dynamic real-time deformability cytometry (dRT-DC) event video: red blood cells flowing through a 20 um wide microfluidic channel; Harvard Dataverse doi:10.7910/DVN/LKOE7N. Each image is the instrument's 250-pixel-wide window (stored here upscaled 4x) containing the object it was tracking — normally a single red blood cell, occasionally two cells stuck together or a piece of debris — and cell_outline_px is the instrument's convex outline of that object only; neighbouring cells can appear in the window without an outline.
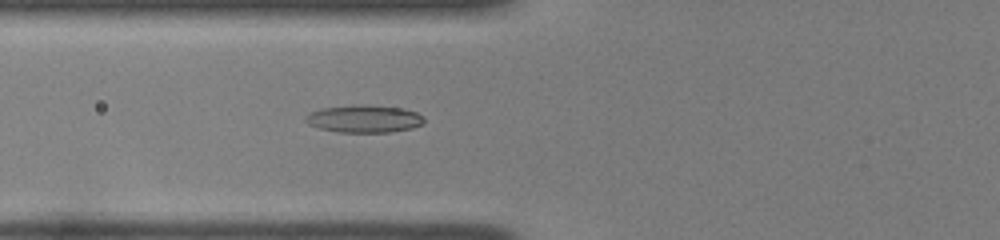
{"species": "common noctule bat (a hibernating species)", "species_latin": "Nyctalus noctula", "temperature_condition": "room temperature", "stored_images_in_passage": 33, "camera_frame_rate_fps": 3000, "um_per_image_px": 0.085, "animal": {"sex": "female", "body_mass_g": 22.0, "forearm_length_mm": 56.7}, "frame": {"image": 1, "passage_image": 3, "time_ms": 0.667, "image_size_px": [1000, 240], "cell_outline_px": [[424, 120], [420, 124], [412, 128], [392, 132], [336, 132], [320, 128], [308, 124], [304, 120], [304, 116], [320, 108], [360, 104], [404, 108], [416, 112]], "centroid_in_image_um": [30.91, 10.09], "position_along_channel_um": 94.9, "area_um2": 18.96}}
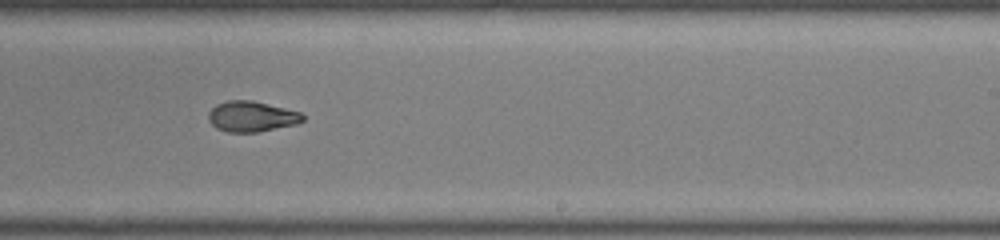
{"frame": {"image": 2, "passage_image": 16, "time_ms": 5.0, "image_size_px": [1000, 240], "cell_outline_px": [[304, 120], [296, 124], [256, 132], [228, 132], [216, 128], [208, 120], [208, 112], [216, 104], [228, 100], [252, 100], [300, 112], [304, 116]], "centroid_in_image_um": [21.36, 9.89], "position_along_channel_um": 267.6, "area_um2": 16.7}}
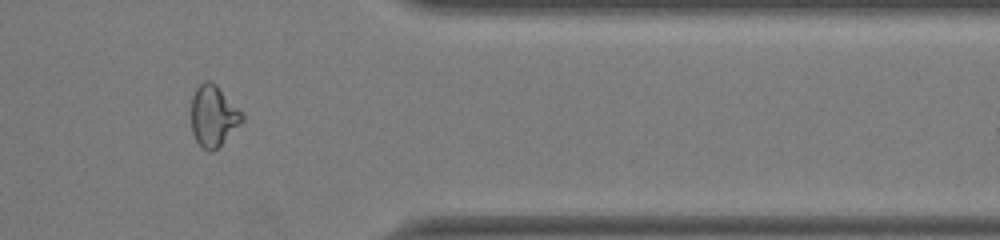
{"frame": {"image": 3, "passage_image": 26, "time_ms": 8.333, "image_size_px": [1000, 240], "cell_outline_px": [[244, 120], [212, 152], [208, 152], [196, 140], [192, 132], [192, 96], [196, 88], [204, 80], [212, 80], [216, 84], [244, 116]], "centroid_in_image_um": [18.11, 9.83], "position_along_channel_um": 393.3, "area_um2": 17.69}, "authors_computed_cell_mechanics": {"area_um2": 17.3978, "velocity_mm_per_s": 3.9854, "shape_relaxation_time_tau1_ms": null, "shape_relaxation_time_tau2_ms": 2.083, "deformation_change_tau1": null, "deformation_change_tau2": 0.0796}}